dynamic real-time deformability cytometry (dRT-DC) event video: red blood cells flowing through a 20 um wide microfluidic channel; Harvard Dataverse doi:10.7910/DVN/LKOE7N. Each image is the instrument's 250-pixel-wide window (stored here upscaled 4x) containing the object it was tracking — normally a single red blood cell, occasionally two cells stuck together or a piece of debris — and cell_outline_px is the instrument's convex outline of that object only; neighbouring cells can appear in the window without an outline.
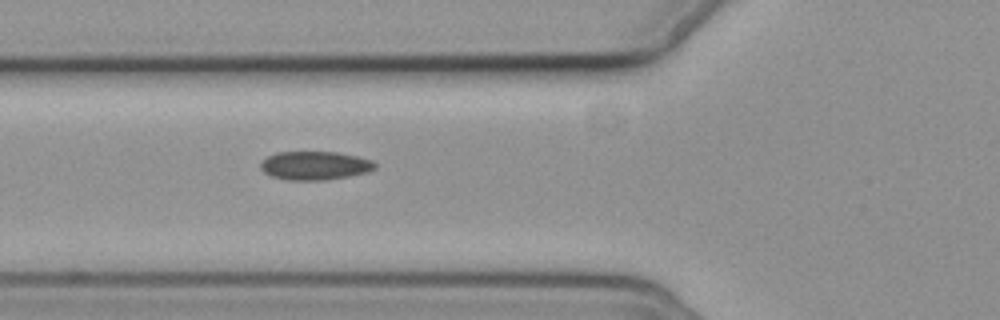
{"species": "common noctule bat (a hibernating species)", "species_latin": "Nyctalus noctula", "temperature_condition": "cold", "stored_images_in_passage": 2, "camera_frame_rate_fps": 3000, "um_per_image_px": 0.085, "animal": {"sex": "female", "body_mass_g": 19.3, "forearm_length_mm": 54.1}, "frame": {"image": 1, "passage_image": 2, "time_ms": 2.0, "image_size_px": [1000, 320], "cell_outline_px": [[376, 168], [368, 172], [348, 176], [324, 180], [288, 180], [272, 176], [264, 172], [260, 168], [260, 164], [268, 156], [276, 152], [336, 152], [356, 156], [372, 160], [376, 164]], "centroid_in_image_um": [26.77, 14.07], "position_along_channel_um": 99.0, "area_um2": 18.96}}